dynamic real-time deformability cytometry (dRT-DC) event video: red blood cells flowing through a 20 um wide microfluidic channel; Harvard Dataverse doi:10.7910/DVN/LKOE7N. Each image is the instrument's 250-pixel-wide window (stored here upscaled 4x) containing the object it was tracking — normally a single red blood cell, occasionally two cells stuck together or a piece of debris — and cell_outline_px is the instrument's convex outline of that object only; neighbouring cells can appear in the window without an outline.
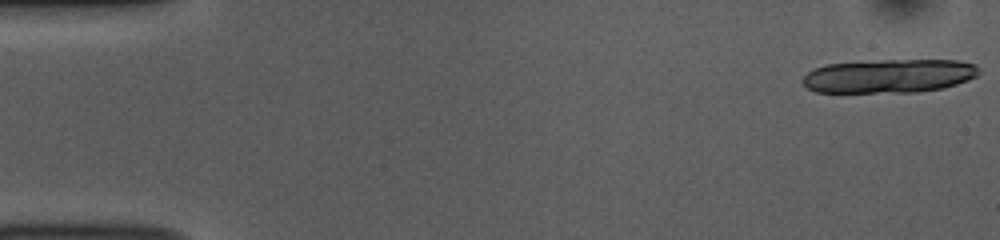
{"species": "common noctule bat (a hibernating species)", "species_latin": "Nyctalus noctula", "temperature_condition": "room temperature", "stored_images_in_passage": 17, "camera_frame_rate_fps": 3000, "um_per_image_px": 0.085, "animal": {"sex": "female", "body_mass_g": 10.0, "forearm_length_mm": 53.1}, "frame": {"image": 1, "passage_image": 1, "time_ms": 0.0, "image_size_px": [1000, 240], "cell_outline_px": [[980, 72], [976, 76], [968, 80], [956, 84], [940, 88], [916, 92], [816, 92], [808, 88], [800, 80], [808, 72], [824, 64], [880, 60], [956, 60], [976, 64], [980, 68]], "centroid_in_image_um": [75.57, 6.45], "position_along_channel_um": 9.4, "area_um2": 34.68}}